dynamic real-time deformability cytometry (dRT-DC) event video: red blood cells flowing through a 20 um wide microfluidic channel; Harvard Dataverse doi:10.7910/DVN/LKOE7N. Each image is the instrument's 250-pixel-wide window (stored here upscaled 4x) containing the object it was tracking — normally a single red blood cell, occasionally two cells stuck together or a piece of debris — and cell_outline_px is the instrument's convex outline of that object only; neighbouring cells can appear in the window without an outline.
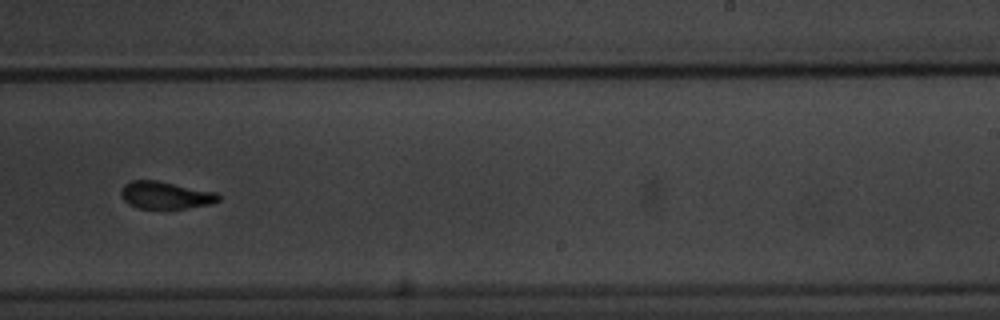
{"species": "common noctule bat (a hibernating species)", "species_latin": "Nyctalus noctula", "temperature_condition": "warm", "stored_images_in_passage": 10, "camera_frame_rate_fps": 3000, "um_per_image_px": 0.085, "animal": {"sex": "male", "body_mass_g": 20.1, "forearm_length_mm": 53.5}, "frame": {"image": 1, "passage_image": 10, "time_ms": 11.667, "image_size_px": [1000, 320], "cell_outline_px": [[220, 200], [212, 204], [184, 208], [136, 208], [128, 204], [120, 196], [120, 192], [124, 184], [132, 180], [156, 180], [216, 192], [220, 196]], "centroid_in_image_um": [14.04, 16.59], "position_along_channel_um": 275.0, "area_um2": 15.55}}